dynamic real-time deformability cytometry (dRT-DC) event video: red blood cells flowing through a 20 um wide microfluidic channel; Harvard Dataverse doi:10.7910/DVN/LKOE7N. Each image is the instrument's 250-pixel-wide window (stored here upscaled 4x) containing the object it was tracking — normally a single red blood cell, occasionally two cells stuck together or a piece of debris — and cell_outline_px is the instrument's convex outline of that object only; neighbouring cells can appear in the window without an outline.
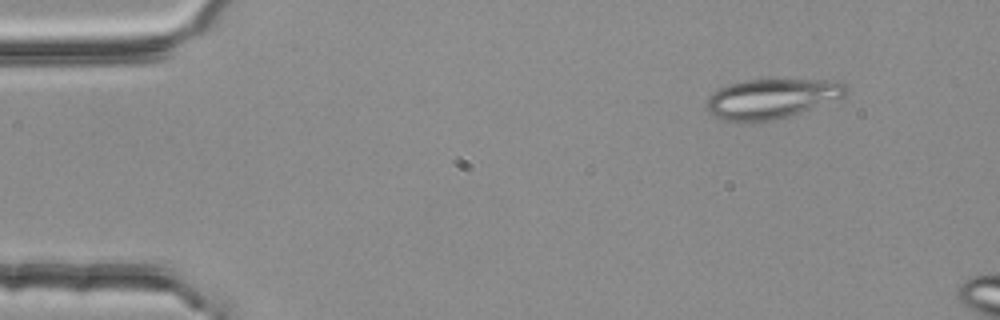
{"species": "common noctule bat (a hibernating species)", "species_latin": "Nyctalus noctula", "temperature_condition": "room temperature", "stored_images_in_passage": 4, "camera_frame_rate_fps": 3000, "um_per_image_px": 0.085, "animal": {"sex": "female", "body_mass_g": 25.1}, "frame": {"image": 1, "passage_image": 2, "time_ms": 0.333, "image_size_px": [1000, 320], "cell_outline_px": [[848, 92], [844, 96], [800, 112], [788, 116], [772, 120], [752, 124], [720, 120], [712, 116], [704, 108], [704, 104], [708, 96], [712, 92], [728, 84], [744, 80], [836, 80], [844, 84], [848, 88]], "centroid_in_image_um": [65.47, 8.41], "position_along_channel_um": 19.5, "area_um2": 32.77}}